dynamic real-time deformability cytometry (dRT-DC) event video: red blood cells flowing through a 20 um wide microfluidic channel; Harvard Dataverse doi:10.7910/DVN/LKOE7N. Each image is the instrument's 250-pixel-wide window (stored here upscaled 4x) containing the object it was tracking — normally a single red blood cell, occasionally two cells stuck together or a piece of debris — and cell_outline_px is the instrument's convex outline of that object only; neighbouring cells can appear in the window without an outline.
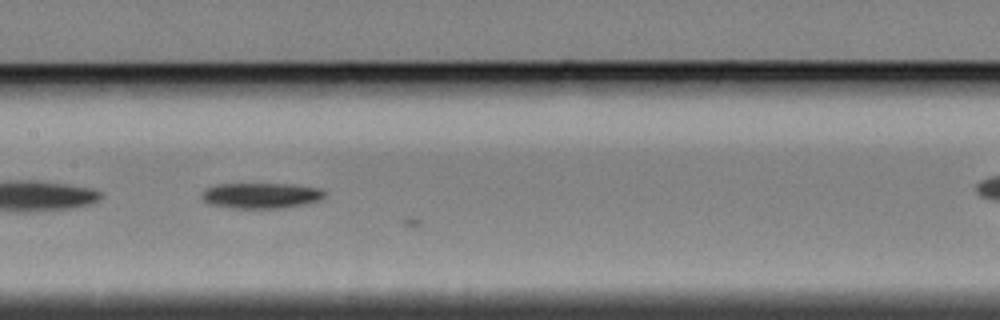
{"species": "Egyptian fruit bat (a non-hibernating species)", "species_latin": "Rousettus aegyptiacus", "temperature_condition": "cold", "stored_images_in_passage": 14, "camera_frame_rate_fps": 3000, "um_per_image_px": 0.085, "animal": {"sex": "female"}, "frame": {"image": 1, "passage_image": 12, "time_ms": 3.667, "image_size_px": [1000, 320], "cell_outline_px": [[328, 192], [320, 200], [304, 204], [280, 208], [228, 208], [208, 204], [200, 200], [200, 192], [216, 184], [292, 184], [320, 188]], "centroid_in_image_um": [22.15, 16.62], "position_along_channel_um": 185.3, "area_um2": 18.61}}